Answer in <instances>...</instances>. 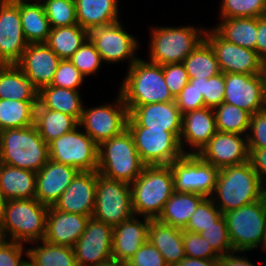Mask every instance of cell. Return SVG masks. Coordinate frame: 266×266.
Returning <instances> with one entry per match:
<instances>
[{
    "label": "cell",
    "instance_id": "cell-1",
    "mask_svg": "<svg viewBox=\"0 0 266 266\" xmlns=\"http://www.w3.org/2000/svg\"><path fill=\"white\" fill-rule=\"evenodd\" d=\"M266 188L249 162L220 169L211 199L224 214L262 199Z\"/></svg>",
    "mask_w": 266,
    "mask_h": 266
},
{
    "label": "cell",
    "instance_id": "cell-2",
    "mask_svg": "<svg viewBox=\"0 0 266 266\" xmlns=\"http://www.w3.org/2000/svg\"><path fill=\"white\" fill-rule=\"evenodd\" d=\"M48 209L36 198L7 200L0 214V238L29 245L44 240Z\"/></svg>",
    "mask_w": 266,
    "mask_h": 266
},
{
    "label": "cell",
    "instance_id": "cell-3",
    "mask_svg": "<svg viewBox=\"0 0 266 266\" xmlns=\"http://www.w3.org/2000/svg\"><path fill=\"white\" fill-rule=\"evenodd\" d=\"M119 93L126 106L175 101L163 75V67L140 57L128 68Z\"/></svg>",
    "mask_w": 266,
    "mask_h": 266
},
{
    "label": "cell",
    "instance_id": "cell-4",
    "mask_svg": "<svg viewBox=\"0 0 266 266\" xmlns=\"http://www.w3.org/2000/svg\"><path fill=\"white\" fill-rule=\"evenodd\" d=\"M130 187L134 215L157 219L175 192L170 165L145 166Z\"/></svg>",
    "mask_w": 266,
    "mask_h": 266
},
{
    "label": "cell",
    "instance_id": "cell-5",
    "mask_svg": "<svg viewBox=\"0 0 266 266\" xmlns=\"http://www.w3.org/2000/svg\"><path fill=\"white\" fill-rule=\"evenodd\" d=\"M48 160V144L34 125L0 131V163L38 172Z\"/></svg>",
    "mask_w": 266,
    "mask_h": 266
},
{
    "label": "cell",
    "instance_id": "cell-6",
    "mask_svg": "<svg viewBox=\"0 0 266 266\" xmlns=\"http://www.w3.org/2000/svg\"><path fill=\"white\" fill-rule=\"evenodd\" d=\"M145 166L128 129L98 145L97 172L105 178L131 184Z\"/></svg>",
    "mask_w": 266,
    "mask_h": 266
},
{
    "label": "cell",
    "instance_id": "cell-7",
    "mask_svg": "<svg viewBox=\"0 0 266 266\" xmlns=\"http://www.w3.org/2000/svg\"><path fill=\"white\" fill-rule=\"evenodd\" d=\"M202 26H151L149 62L159 65L183 63V60L204 40Z\"/></svg>",
    "mask_w": 266,
    "mask_h": 266
},
{
    "label": "cell",
    "instance_id": "cell-8",
    "mask_svg": "<svg viewBox=\"0 0 266 266\" xmlns=\"http://www.w3.org/2000/svg\"><path fill=\"white\" fill-rule=\"evenodd\" d=\"M223 216L234 251L246 253L263 247L266 227V195L256 202L227 211Z\"/></svg>",
    "mask_w": 266,
    "mask_h": 266
},
{
    "label": "cell",
    "instance_id": "cell-9",
    "mask_svg": "<svg viewBox=\"0 0 266 266\" xmlns=\"http://www.w3.org/2000/svg\"><path fill=\"white\" fill-rule=\"evenodd\" d=\"M133 216L130 184L105 178L97 172L92 217L114 227Z\"/></svg>",
    "mask_w": 266,
    "mask_h": 266
},
{
    "label": "cell",
    "instance_id": "cell-10",
    "mask_svg": "<svg viewBox=\"0 0 266 266\" xmlns=\"http://www.w3.org/2000/svg\"><path fill=\"white\" fill-rule=\"evenodd\" d=\"M78 125L48 144L49 159L79 171H97L98 144Z\"/></svg>",
    "mask_w": 266,
    "mask_h": 266
},
{
    "label": "cell",
    "instance_id": "cell-11",
    "mask_svg": "<svg viewBox=\"0 0 266 266\" xmlns=\"http://www.w3.org/2000/svg\"><path fill=\"white\" fill-rule=\"evenodd\" d=\"M175 192H192L211 197L220 169L198 154H183L170 164Z\"/></svg>",
    "mask_w": 266,
    "mask_h": 266
},
{
    "label": "cell",
    "instance_id": "cell-12",
    "mask_svg": "<svg viewBox=\"0 0 266 266\" xmlns=\"http://www.w3.org/2000/svg\"><path fill=\"white\" fill-rule=\"evenodd\" d=\"M127 129L146 166L170 165L184 154L179 138L173 132L149 127H127Z\"/></svg>",
    "mask_w": 266,
    "mask_h": 266
},
{
    "label": "cell",
    "instance_id": "cell-13",
    "mask_svg": "<svg viewBox=\"0 0 266 266\" xmlns=\"http://www.w3.org/2000/svg\"><path fill=\"white\" fill-rule=\"evenodd\" d=\"M115 98L116 100L112 105L105 104L91 108L83 106L79 125L98 145L127 129L128 108L120 93Z\"/></svg>",
    "mask_w": 266,
    "mask_h": 266
},
{
    "label": "cell",
    "instance_id": "cell-14",
    "mask_svg": "<svg viewBox=\"0 0 266 266\" xmlns=\"http://www.w3.org/2000/svg\"><path fill=\"white\" fill-rule=\"evenodd\" d=\"M112 238V226L90 217L85 231L73 246L77 266H114Z\"/></svg>",
    "mask_w": 266,
    "mask_h": 266
},
{
    "label": "cell",
    "instance_id": "cell-15",
    "mask_svg": "<svg viewBox=\"0 0 266 266\" xmlns=\"http://www.w3.org/2000/svg\"><path fill=\"white\" fill-rule=\"evenodd\" d=\"M89 39L99 52L104 63L129 61L130 67L139 57L136 55L139 42L137 38L124 30L119 21L95 28L89 32Z\"/></svg>",
    "mask_w": 266,
    "mask_h": 266
},
{
    "label": "cell",
    "instance_id": "cell-16",
    "mask_svg": "<svg viewBox=\"0 0 266 266\" xmlns=\"http://www.w3.org/2000/svg\"><path fill=\"white\" fill-rule=\"evenodd\" d=\"M204 39L213 49L222 73L262 74L263 60L256 51L223 39L213 28H206Z\"/></svg>",
    "mask_w": 266,
    "mask_h": 266
},
{
    "label": "cell",
    "instance_id": "cell-17",
    "mask_svg": "<svg viewBox=\"0 0 266 266\" xmlns=\"http://www.w3.org/2000/svg\"><path fill=\"white\" fill-rule=\"evenodd\" d=\"M19 9V0L0 1V60L17 64L28 46Z\"/></svg>",
    "mask_w": 266,
    "mask_h": 266
},
{
    "label": "cell",
    "instance_id": "cell-18",
    "mask_svg": "<svg viewBox=\"0 0 266 266\" xmlns=\"http://www.w3.org/2000/svg\"><path fill=\"white\" fill-rule=\"evenodd\" d=\"M225 103L246 110L251 115L266 108L263 75L225 74Z\"/></svg>",
    "mask_w": 266,
    "mask_h": 266
},
{
    "label": "cell",
    "instance_id": "cell-19",
    "mask_svg": "<svg viewBox=\"0 0 266 266\" xmlns=\"http://www.w3.org/2000/svg\"><path fill=\"white\" fill-rule=\"evenodd\" d=\"M126 107L129 111L127 127L166 130L180 138L183 114L175 101Z\"/></svg>",
    "mask_w": 266,
    "mask_h": 266
},
{
    "label": "cell",
    "instance_id": "cell-20",
    "mask_svg": "<svg viewBox=\"0 0 266 266\" xmlns=\"http://www.w3.org/2000/svg\"><path fill=\"white\" fill-rule=\"evenodd\" d=\"M248 154L247 135L220 131L198 153L219 169L248 162Z\"/></svg>",
    "mask_w": 266,
    "mask_h": 266
},
{
    "label": "cell",
    "instance_id": "cell-21",
    "mask_svg": "<svg viewBox=\"0 0 266 266\" xmlns=\"http://www.w3.org/2000/svg\"><path fill=\"white\" fill-rule=\"evenodd\" d=\"M97 171H79L53 207L65 213L93 216Z\"/></svg>",
    "mask_w": 266,
    "mask_h": 266
},
{
    "label": "cell",
    "instance_id": "cell-22",
    "mask_svg": "<svg viewBox=\"0 0 266 266\" xmlns=\"http://www.w3.org/2000/svg\"><path fill=\"white\" fill-rule=\"evenodd\" d=\"M60 60L46 43L28 44L16 65L39 91L51 85Z\"/></svg>",
    "mask_w": 266,
    "mask_h": 266
},
{
    "label": "cell",
    "instance_id": "cell-23",
    "mask_svg": "<svg viewBox=\"0 0 266 266\" xmlns=\"http://www.w3.org/2000/svg\"><path fill=\"white\" fill-rule=\"evenodd\" d=\"M143 221L135 215L113 227L112 263L123 266L147 241L150 218L143 217Z\"/></svg>",
    "mask_w": 266,
    "mask_h": 266
},
{
    "label": "cell",
    "instance_id": "cell-24",
    "mask_svg": "<svg viewBox=\"0 0 266 266\" xmlns=\"http://www.w3.org/2000/svg\"><path fill=\"white\" fill-rule=\"evenodd\" d=\"M216 132V120L213 109L204 107L184 113L179 138L183 153L198 154ZM185 144L186 146L189 145L188 148L193 149L185 151Z\"/></svg>",
    "mask_w": 266,
    "mask_h": 266
},
{
    "label": "cell",
    "instance_id": "cell-25",
    "mask_svg": "<svg viewBox=\"0 0 266 266\" xmlns=\"http://www.w3.org/2000/svg\"><path fill=\"white\" fill-rule=\"evenodd\" d=\"M78 172L73 166L49 159L37 172L35 198L42 204L53 206Z\"/></svg>",
    "mask_w": 266,
    "mask_h": 266
},
{
    "label": "cell",
    "instance_id": "cell-26",
    "mask_svg": "<svg viewBox=\"0 0 266 266\" xmlns=\"http://www.w3.org/2000/svg\"><path fill=\"white\" fill-rule=\"evenodd\" d=\"M89 216L65 213L49 206L44 240L54 245L73 247L85 231Z\"/></svg>",
    "mask_w": 266,
    "mask_h": 266
},
{
    "label": "cell",
    "instance_id": "cell-27",
    "mask_svg": "<svg viewBox=\"0 0 266 266\" xmlns=\"http://www.w3.org/2000/svg\"><path fill=\"white\" fill-rule=\"evenodd\" d=\"M147 240L159 250L168 266H175L186 257L183 229L151 219Z\"/></svg>",
    "mask_w": 266,
    "mask_h": 266
},
{
    "label": "cell",
    "instance_id": "cell-28",
    "mask_svg": "<svg viewBox=\"0 0 266 266\" xmlns=\"http://www.w3.org/2000/svg\"><path fill=\"white\" fill-rule=\"evenodd\" d=\"M78 24L91 30L119 21L118 0H74Z\"/></svg>",
    "mask_w": 266,
    "mask_h": 266
},
{
    "label": "cell",
    "instance_id": "cell-29",
    "mask_svg": "<svg viewBox=\"0 0 266 266\" xmlns=\"http://www.w3.org/2000/svg\"><path fill=\"white\" fill-rule=\"evenodd\" d=\"M37 172L0 163V187L6 200L32 199Z\"/></svg>",
    "mask_w": 266,
    "mask_h": 266
},
{
    "label": "cell",
    "instance_id": "cell-30",
    "mask_svg": "<svg viewBox=\"0 0 266 266\" xmlns=\"http://www.w3.org/2000/svg\"><path fill=\"white\" fill-rule=\"evenodd\" d=\"M206 197L192 192H174L165 203L158 221L184 229L196 208Z\"/></svg>",
    "mask_w": 266,
    "mask_h": 266
},
{
    "label": "cell",
    "instance_id": "cell-31",
    "mask_svg": "<svg viewBox=\"0 0 266 266\" xmlns=\"http://www.w3.org/2000/svg\"><path fill=\"white\" fill-rule=\"evenodd\" d=\"M79 91L52 85L45 86L38 91V103L43 108L73 116L80 122L84 105Z\"/></svg>",
    "mask_w": 266,
    "mask_h": 266
},
{
    "label": "cell",
    "instance_id": "cell-32",
    "mask_svg": "<svg viewBox=\"0 0 266 266\" xmlns=\"http://www.w3.org/2000/svg\"><path fill=\"white\" fill-rule=\"evenodd\" d=\"M23 33L29 44L46 43L51 26L40 1L19 0Z\"/></svg>",
    "mask_w": 266,
    "mask_h": 266
},
{
    "label": "cell",
    "instance_id": "cell-33",
    "mask_svg": "<svg viewBox=\"0 0 266 266\" xmlns=\"http://www.w3.org/2000/svg\"><path fill=\"white\" fill-rule=\"evenodd\" d=\"M0 99L38 101V90L16 64L0 68Z\"/></svg>",
    "mask_w": 266,
    "mask_h": 266
},
{
    "label": "cell",
    "instance_id": "cell-34",
    "mask_svg": "<svg viewBox=\"0 0 266 266\" xmlns=\"http://www.w3.org/2000/svg\"><path fill=\"white\" fill-rule=\"evenodd\" d=\"M78 125L79 122L73 116L43 108L39 103L36 105L34 126L47 144Z\"/></svg>",
    "mask_w": 266,
    "mask_h": 266
},
{
    "label": "cell",
    "instance_id": "cell-35",
    "mask_svg": "<svg viewBox=\"0 0 266 266\" xmlns=\"http://www.w3.org/2000/svg\"><path fill=\"white\" fill-rule=\"evenodd\" d=\"M214 30L225 40L255 51L257 17L220 18Z\"/></svg>",
    "mask_w": 266,
    "mask_h": 266
},
{
    "label": "cell",
    "instance_id": "cell-36",
    "mask_svg": "<svg viewBox=\"0 0 266 266\" xmlns=\"http://www.w3.org/2000/svg\"><path fill=\"white\" fill-rule=\"evenodd\" d=\"M33 243L37 246L27 248L28 266H77L73 247L54 245L45 240Z\"/></svg>",
    "mask_w": 266,
    "mask_h": 266
},
{
    "label": "cell",
    "instance_id": "cell-37",
    "mask_svg": "<svg viewBox=\"0 0 266 266\" xmlns=\"http://www.w3.org/2000/svg\"><path fill=\"white\" fill-rule=\"evenodd\" d=\"M89 38V32L79 24L51 28L46 44L60 57L70 59Z\"/></svg>",
    "mask_w": 266,
    "mask_h": 266
},
{
    "label": "cell",
    "instance_id": "cell-38",
    "mask_svg": "<svg viewBox=\"0 0 266 266\" xmlns=\"http://www.w3.org/2000/svg\"><path fill=\"white\" fill-rule=\"evenodd\" d=\"M38 101L0 99V131L34 125Z\"/></svg>",
    "mask_w": 266,
    "mask_h": 266
},
{
    "label": "cell",
    "instance_id": "cell-39",
    "mask_svg": "<svg viewBox=\"0 0 266 266\" xmlns=\"http://www.w3.org/2000/svg\"><path fill=\"white\" fill-rule=\"evenodd\" d=\"M183 64L189 79H209L221 73L215 53L205 39L183 60Z\"/></svg>",
    "mask_w": 266,
    "mask_h": 266
},
{
    "label": "cell",
    "instance_id": "cell-40",
    "mask_svg": "<svg viewBox=\"0 0 266 266\" xmlns=\"http://www.w3.org/2000/svg\"><path fill=\"white\" fill-rule=\"evenodd\" d=\"M216 128L220 132L238 133L247 135L251 114L233 104L223 102L213 109Z\"/></svg>",
    "mask_w": 266,
    "mask_h": 266
},
{
    "label": "cell",
    "instance_id": "cell-41",
    "mask_svg": "<svg viewBox=\"0 0 266 266\" xmlns=\"http://www.w3.org/2000/svg\"><path fill=\"white\" fill-rule=\"evenodd\" d=\"M51 28L78 24L74 0H42Z\"/></svg>",
    "mask_w": 266,
    "mask_h": 266
},
{
    "label": "cell",
    "instance_id": "cell-42",
    "mask_svg": "<svg viewBox=\"0 0 266 266\" xmlns=\"http://www.w3.org/2000/svg\"><path fill=\"white\" fill-rule=\"evenodd\" d=\"M220 18L261 17L266 15V0H221Z\"/></svg>",
    "mask_w": 266,
    "mask_h": 266
},
{
    "label": "cell",
    "instance_id": "cell-43",
    "mask_svg": "<svg viewBox=\"0 0 266 266\" xmlns=\"http://www.w3.org/2000/svg\"><path fill=\"white\" fill-rule=\"evenodd\" d=\"M189 82L195 86L199 94L203 95L205 107L215 109L224 101L225 74L219 73L209 79H190Z\"/></svg>",
    "mask_w": 266,
    "mask_h": 266
},
{
    "label": "cell",
    "instance_id": "cell-44",
    "mask_svg": "<svg viewBox=\"0 0 266 266\" xmlns=\"http://www.w3.org/2000/svg\"><path fill=\"white\" fill-rule=\"evenodd\" d=\"M223 216L220 209L214 204L210 197H206L196 208L189 222L183 229L193 233H201L204 229L213 225Z\"/></svg>",
    "mask_w": 266,
    "mask_h": 266
},
{
    "label": "cell",
    "instance_id": "cell-45",
    "mask_svg": "<svg viewBox=\"0 0 266 266\" xmlns=\"http://www.w3.org/2000/svg\"><path fill=\"white\" fill-rule=\"evenodd\" d=\"M69 60L85 77L96 75L103 62L99 52L89 38Z\"/></svg>",
    "mask_w": 266,
    "mask_h": 266
},
{
    "label": "cell",
    "instance_id": "cell-46",
    "mask_svg": "<svg viewBox=\"0 0 266 266\" xmlns=\"http://www.w3.org/2000/svg\"><path fill=\"white\" fill-rule=\"evenodd\" d=\"M200 235L212 246V249L219 255L233 252L227 224L224 216L217 220L213 225L204 229Z\"/></svg>",
    "mask_w": 266,
    "mask_h": 266
},
{
    "label": "cell",
    "instance_id": "cell-47",
    "mask_svg": "<svg viewBox=\"0 0 266 266\" xmlns=\"http://www.w3.org/2000/svg\"><path fill=\"white\" fill-rule=\"evenodd\" d=\"M84 80L85 76L72 64L69 59H62L58 64L51 85L78 90Z\"/></svg>",
    "mask_w": 266,
    "mask_h": 266
},
{
    "label": "cell",
    "instance_id": "cell-48",
    "mask_svg": "<svg viewBox=\"0 0 266 266\" xmlns=\"http://www.w3.org/2000/svg\"><path fill=\"white\" fill-rule=\"evenodd\" d=\"M183 243L186 257L206 260L219 259V255L200 233L183 230Z\"/></svg>",
    "mask_w": 266,
    "mask_h": 266
},
{
    "label": "cell",
    "instance_id": "cell-49",
    "mask_svg": "<svg viewBox=\"0 0 266 266\" xmlns=\"http://www.w3.org/2000/svg\"><path fill=\"white\" fill-rule=\"evenodd\" d=\"M24 254L28 258L24 244L0 238V266H28V261L22 257Z\"/></svg>",
    "mask_w": 266,
    "mask_h": 266
},
{
    "label": "cell",
    "instance_id": "cell-50",
    "mask_svg": "<svg viewBox=\"0 0 266 266\" xmlns=\"http://www.w3.org/2000/svg\"><path fill=\"white\" fill-rule=\"evenodd\" d=\"M248 148H266V108L250 116Z\"/></svg>",
    "mask_w": 266,
    "mask_h": 266
},
{
    "label": "cell",
    "instance_id": "cell-51",
    "mask_svg": "<svg viewBox=\"0 0 266 266\" xmlns=\"http://www.w3.org/2000/svg\"><path fill=\"white\" fill-rule=\"evenodd\" d=\"M163 75L170 93L175 98L189 82V76L183 63L162 65Z\"/></svg>",
    "mask_w": 266,
    "mask_h": 266
},
{
    "label": "cell",
    "instance_id": "cell-52",
    "mask_svg": "<svg viewBox=\"0 0 266 266\" xmlns=\"http://www.w3.org/2000/svg\"><path fill=\"white\" fill-rule=\"evenodd\" d=\"M123 266H168L159 250L148 240Z\"/></svg>",
    "mask_w": 266,
    "mask_h": 266
},
{
    "label": "cell",
    "instance_id": "cell-53",
    "mask_svg": "<svg viewBox=\"0 0 266 266\" xmlns=\"http://www.w3.org/2000/svg\"><path fill=\"white\" fill-rule=\"evenodd\" d=\"M175 102L182 114L205 107L203 95L190 82L175 97Z\"/></svg>",
    "mask_w": 266,
    "mask_h": 266
},
{
    "label": "cell",
    "instance_id": "cell-54",
    "mask_svg": "<svg viewBox=\"0 0 266 266\" xmlns=\"http://www.w3.org/2000/svg\"><path fill=\"white\" fill-rule=\"evenodd\" d=\"M248 162L266 188V148H248Z\"/></svg>",
    "mask_w": 266,
    "mask_h": 266
},
{
    "label": "cell",
    "instance_id": "cell-55",
    "mask_svg": "<svg viewBox=\"0 0 266 266\" xmlns=\"http://www.w3.org/2000/svg\"><path fill=\"white\" fill-rule=\"evenodd\" d=\"M238 253L244 255L243 251H233L220 256L218 259L219 266H257L252 261L248 260L245 255L241 256ZM264 261L265 262L262 261L264 264L263 266H266V257Z\"/></svg>",
    "mask_w": 266,
    "mask_h": 266
},
{
    "label": "cell",
    "instance_id": "cell-56",
    "mask_svg": "<svg viewBox=\"0 0 266 266\" xmlns=\"http://www.w3.org/2000/svg\"><path fill=\"white\" fill-rule=\"evenodd\" d=\"M255 51L264 61L266 60V15L257 17V38Z\"/></svg>",
    "mask_w": 266,
    "mask_h": 266
},
{
    "label": "cell",
    "instance_id": "cell-57",
    "mask_svg": "<svg viewBox=\"0 0 266 266\" xmlns=\"http://www.w3.org/2000/svg\"><path fill=\"white\" fill-rule=\"evenodd\" d=\"M175 266H219V263L218 259L206 260V259L185 257Z\"/></svg>",
    "mask_w": 266,
    "mask_h": 266
},
{
    "label": "cell",
    "instance_id": "cell-58",
    "mask_svg": "<svg viewBox=\"0 0 266 266\" xmlns=\"http://www.w3.org/2000/svg\"><path fill=\"white\" fill-rule=\"evenodd\" d=\"M262 75L264 79V88H265V96H266V60H264L262 64Z\"/></svg>",
    "mask_w": 266,
    "mask_h": 266
},
{
    "label": "cell",
    "instance_id": "cell-59",
    "mask_svg": "<svg viewBox=\"0 0 266 266\" xmlns=\"http://www.w3.org/2000/svg\"><path fill=\"white\" fill-rule=\"evenodd\" d=\"M6 201L7 200L5 199V197H4L3 193H2V189L0 187V214L2 212V209H3L4 205L6 204Z\"/></svg>",
    "mask_w": 266,
    "mask_h": 266
},
{
    "label": "cell",
    "instance_id": "cell-60",
    "mask_svg": "<svg viewBox=\"0 0 266 266\" xmlns=\"http://www.w3.org/2000/svg\"><path fill=\"white\" fill-rule=\"evenodd\" d=\"M261 250L265 251V253H266V227H265V235H264L263 247H262Z\"/></svg>",
    "mask_w": 266,
    "mask_h": 266
},
{
    "label": "cell",
    "instance_id": "cell-61",
    "mask_svg": "<svg viewBox=\"0 0 266 266\" xmlns=\"http://www.w3.org/2000/svg\"><path fill=\"white\" fill-rule=\"evenodd\" d=\"M4 65V63L0 60V68Z\"/></svg>",
    "mask_w": 266,
    "mask_h": 266
}]
</instances>
